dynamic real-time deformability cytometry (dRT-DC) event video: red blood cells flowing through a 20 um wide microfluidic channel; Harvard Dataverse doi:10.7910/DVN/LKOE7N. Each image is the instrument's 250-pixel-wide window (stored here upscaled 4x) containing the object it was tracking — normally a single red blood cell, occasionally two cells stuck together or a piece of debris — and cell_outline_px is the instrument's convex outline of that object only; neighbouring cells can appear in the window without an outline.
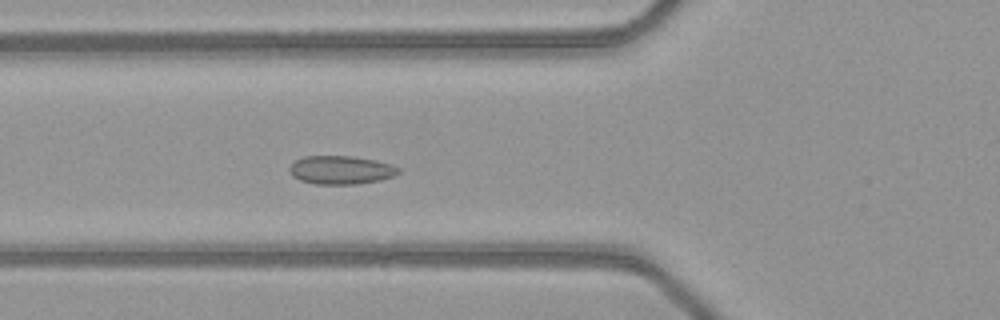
{"species": "common noctule bat (a hibernating species)", "species_latin": "Nyctalus noctula", "temperature_condition": "warm", "stored_images_in_passage": 52, "camera_frame_rate_fps": 3000, "um_per_image_px": 0.085, "animal": {"sex": "female", "body_mass_g": 21.9}, "frame": {"image": 1, "passage_image": 20, "time_ms": 6.333, "image_size_px": [1000, 320], "cell_outline_px": [[400, 172], [392, 176], [380, 180], [356, 184], [316, 184], [300, 180], [292, 176], [288, 172], [288, 168], [296, 160], [304, 156], [352, 156], [376, 160], [392, 164], [400, 168]], "centroid_in_image_um": [28.97, 14.44], "position_along_channel_um": 96.8, "area_um2": 18.15}}
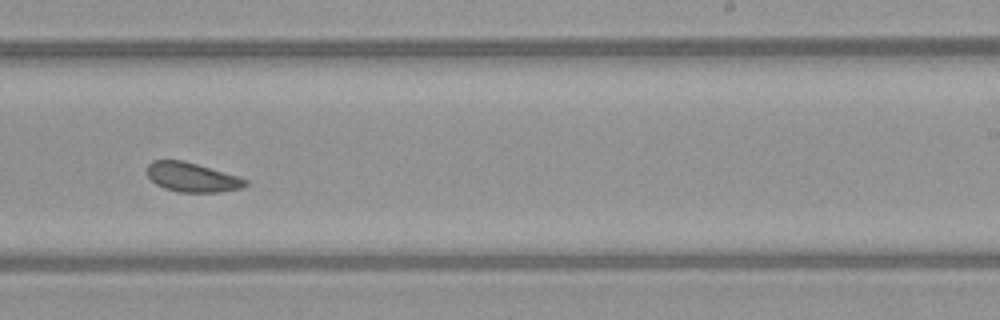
{"frame": {"image": 2, "passage_image": 33, "time_ms": 10.667, "image_size_px": [1000, 320], "cell_outline_px": [[248, 184], [240, 188], [220, 192], [176, 192], [164, 188], [156, 184], [148, 176], [148, 164], [152, 160], [184, 160], [236, 176], [248, 180]], "centroid_in_image_um": [16.3, 15.07], "position_along_channel_um": 272.7, "area_um2": 16.65}}
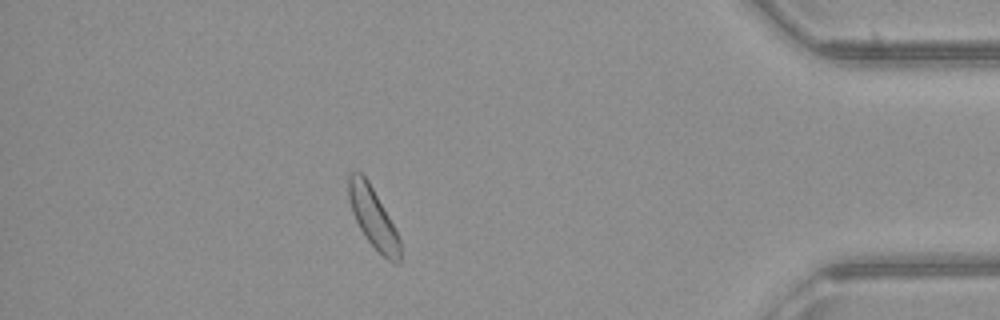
{"frame": {"image": 3, "passage_image": 46, "time_ms": 15.0, "image_size_px": [1000, 320], "cell_outline_px": [[400, 264], [392, 264], [364, 236], [352, 212], [348, 196], [348, 172], [360, 172], [368, 180], [388, 216], [400, 240]], "centroid_in_image_um": [31.7, 18.49], "position_along_channel_um": 403.5, "area_um2": 17.69}, "authors_computed_cell_mechanics": {"area_um2": 18.207, "velocity_mm_per_s": 4.0494, "shape_relaxation_time_tau1_ms": null, "shape_relaxation_time_tau2_ms": 2.2674, "deformation_change_tau1": null, "deformation_change_tau2": 0.0556}}